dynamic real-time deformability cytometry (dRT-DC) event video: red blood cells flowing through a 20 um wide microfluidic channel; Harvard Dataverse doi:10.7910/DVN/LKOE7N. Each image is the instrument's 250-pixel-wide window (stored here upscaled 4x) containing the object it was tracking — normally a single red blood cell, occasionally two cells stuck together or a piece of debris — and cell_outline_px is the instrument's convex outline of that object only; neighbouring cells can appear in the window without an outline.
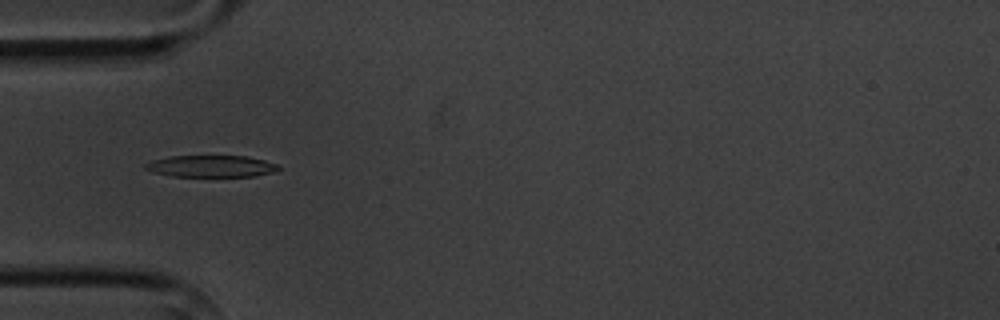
{"species": "common noctule bat (a hibernating species)", "species_latin": "Nyctalus noctula", "temperature_condition": "cold", "stored_images_in_passage": 13, "camera_frame_rate_fps": 3000, "um_per_image_px": 0.085, "animal": {"sex": "male", "body_mass_g": 20.1, "forearm_length_mm": 53.5}, "frame": {"image": 1, "passage_image": 4, "time_ms": 4.667, "image_size_px": [1000, 320], "cell_outline_px": [[280, 168], [276, 172], [256, 176], [172, 176], [152, 172], [144, 168], [144, 164], [152, 160], [172, 156], [248, 156], [264, 160], [276, 164]], "centroid_in_image_um": [17.95, 14.13], "position_along_channel_um": 67.0, "area_um2": 16.88}}
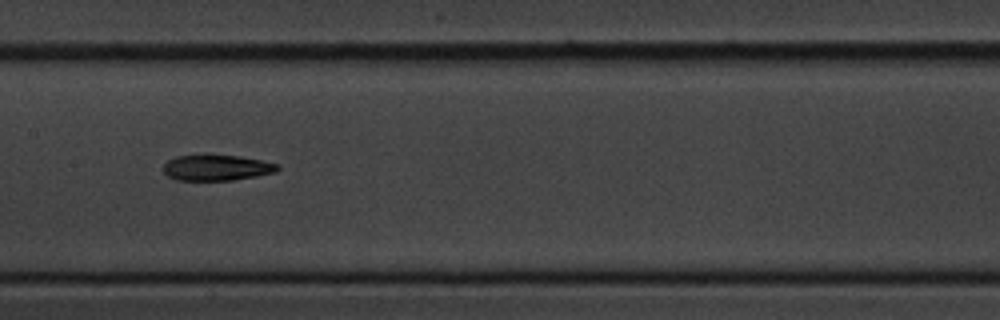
{"frame": {"image": 2, "passage_image": 7, "time_ms": 8.0, "image_size_px": [1000, 320], "cell_outline_px": [[280, 168], [276, 172], [256, 176], [232, 180], [176, 180], [168, 176], [164, 172], [164, 164], [168, 160], [176, 156], [240, 156], [264, 160], [280, 164]], "centroid_in_image_um": [18.47, 14.26], "position_along_channel_um": 188.9, "area_um2": 16.99}}
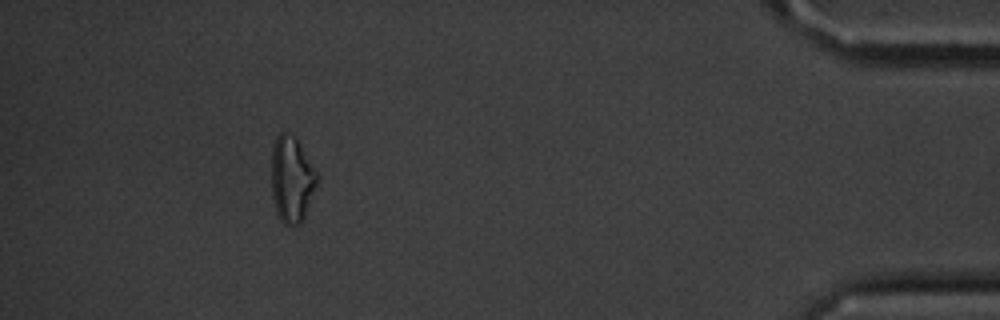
{"frame": {"image": 3, "passage_image": 13, "time_ms": 15.667, "image_size_px": [1000, 320], "cell_outline_px": [[320, 176], [304, 220], [300, 224], [292, 228], [284, 224], [280, 220], [276, 212], [272, 196], [272, 148], [276, 136], [280, 132], [288, 132], [300, 144], [316, 168]], "centroid_in_image_um": [24.82, 15.29], "position_along_channel_um": 410.4, "area_um2": 23.41}, "authors_computed_cell_mechanics": {"area_um2": 17.629, "velocity_mm_per_s": 3.6404, "shape_relaxation_time_tau1_ms": 9.5953, "shape_relaxation_time_tau2_ms": null, "deformation_change_tau1": 0.2105, "deformation_change_tau2": null}}